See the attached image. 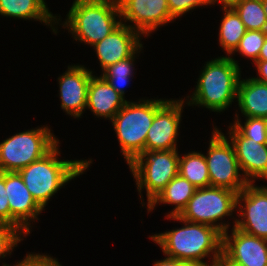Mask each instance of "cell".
<instances>
[{
  "label": "cell",
  "mask_w": 267,
  "mask_h": 266,
  "mask_svg": "<svg viewBox=\"0 0 267 266\" xmlns=\"http://www.w3.org/2000/svg\"><path fill=\"white\" fill-rule=\"evenodd\" d=\"M167 218L182 222L184 226L150 237L161 247L165 256L184 261L190 266H216L222 255V233L218 229L186 221L178 215ZM211 255L213 258L209 265L203 259Z\"/></svg>",
  "instance_id": "6da1fadb"
},
{
  "label": "cell",
  "mask_w": 267,
  "mask_h": 266,
  "mask_svg": "<svg viewBox=\"0 0 267 266\" xmlns=\"http://www.w3.org/2000/svg\"><path fill=\"white\" fill-rule=\"evenodd\" d=\"M59 143L43 158L18 171L36 202L43 208L70 180L82 175L92 160H61Z\"/></svg>",
  "instance_id": "7a4b0ae2"
},
{
  "label": "cell",
  "mask_w": 267,
  "mask_h": 266,
  "mask_svg": "<svg viewBox=\"0 0 267 266\" xmlns=\"http://www.w3.org/2000/svg\"><path fill=\"white\" fill-rule=\"evenodd\" d=\"M238 64L231 56H220L204 64L196 88L186 104L219 113L228 109L237 98L241 79Z\"/></svg>",
  "instance_id": "3957f363"
},
{
  "label": "cell",
  "mask_w": 267,
  "mask_h": 266,
  "mask_svg": "<svg viewBox=\"0 0 267 266\" xmlns=\"http://www.w3.org/2000/svg\"><path fill=\"white\" fill-rule=\"evenodd\" d=\"M119 18L117 0H74L62 25L76 41L93 46L121 24Z\"/></svg>",
  "instance_id": "277c9868"
},
{
  "label": "cell",
  "mask_w": 267,
  "mask_h": 266,
  "mask_svg": "<svg viewBox=\"0 0 267 266\" xmlns=\"http://www.w3.org/2000/svg\"><path fill=\"white\" fill-rule=\"evenodd\" d=\"M167 99H140L129 102L111 120L120 143L121 152L129 165L145 152V141L156 111Z\"/></svg>",
  "instance_id": "5b68a950"
},
{
  "label": "cell",
  "mask_w": 267,
  "mask_h": 266,
  "mask_svg": "<svg viewBox=\"0 0 267 266\" xmlns=\"http://www.w3.org/2000/svg\"><path fill=\"white\" fill-rule=\"evenodd\" d=\"M58 143L48 126L14 134L0 143V172H18L43 158Z\"/></svg>",
  "instance_id": "8992f818"
},
{
  "label": "cell",
  "mask_w": 267,
  "mask_h": 266,
  "mask_svg": "<svg viewBox=\"0 0 267 266\" xmlns=\"http://www.w3.org/2000/svg\"><path fill=\"white\" fill-rule=\"evenodd\" d=\"M237 195V192L221 187L196 188L178 216L189 222L213 226L223 234L228 231L229 223L216 222L222 221L225 216H232L237 208Z\"/></svg>",
  "instance_id": "52a82bcc"
},
{
  "label": "cell",
  "mask_w": 267,
  "mask_h": 266,
  "mask_svg": "<svg viewBox=\"0 0 267 266\" xmlns=\"http://www.w3.org/2000/svg\"><path fill=\"white\" fill-rule=\"evenodd\" d=\"M179 157L177 149L146 151L129 164L139 195L146 190L147 205L179 174Z\"/></svg>",
  "instance_id": "ba28073f"
},
{
  "label": "cell",
  "mask_w": 267,
  "mask_h": 266,
  "mask_svg": "<svg viewBox=\"0 0 267 266\" xmlns=\"http://www.w3.org/2000/svg\"><path fill=\"white\" fill-rule=\"evenodd\" d=\"M209 142L205 159L210 186L226 188L239 193L248 182L244 175L240 174L241 169L232 143L216 127H214Z\"/></svg>",
  "instance_id": "9c48e42d"
},
{
  "label": "cell",
  "mask_w": 267,
  "mask_h": 266,
  "mask_svg": "<svg viewBox=\"0 0 267 266\" xmlns=\"http://www.w3.org/2000/svg\"><path fill=\"white\" fill-rule=\"evenodd\" d=\"M237 209L239 218H242L235 219L233 226L267 240V186L248 183L237 195Z\"/></svg>",
  "instance_id": "30bf717a"
},
{
  "label": "cell",
  "mask_w": 267,
  "mask_h": 266,
  "mask_svg": "<svg viewBox=\"0 0 267 266\" xmlns=\"http://www.w3.org/2000/svg\"><path fill=\"white\" fill-rule=\"evenodd\" d=\"M121 23L127 21L134 25H127L141 36H149L158 27L172 22L167 0H117Z\"/></svg>",
  "instance_id": "8fae6325"
},
{
  "label": "cell",
  "mask_w": 267,
  "mask_h": 266,
  "mask_svg": "<svg viewBox=\"0 0 267 266\" xmlns=\"http://www.w3.org/2000/svg\"><path fill=\"white\" fill-rule=\"evenodd\" d=\"M184 102L183 99H169L156 111L147 133L145 152L178 149L177 137Z\"/></svg>",
  "instance_id": "7c38bea8"
},
{
  "label": "cell",
  "mask_w": 267,
  "mask_h": 266,
  "mask_svg": "<svg viewBox=\"0 0 267 266\" xmlns=\"http://www.w3.org/2000/svg\"><path fill=\"white\" fill-rule=\"evenodd\" d=\"M5 190L10 209V225L29 235L30 221L38 220L44 209L36 202L18 172H5Z\"/></svg>",
  "instance_id": "4fadbf2b"
},
{
  "label": "cell",
  "mask_w": 267,
  "mask_h": 266,
  "mask_svg": "<svg viewBox=\"0 0 267 266\" xmlns=\"http://www.w3.org/2000/svg\"><path fill=\"white\" fill-rule=\"evenodd\" d=\"M222 254L242 266H267V240L235 228L222 234Z\"/></svg>",
  "instance_id": "5bb4252c"
},
{
  "label": "cell",
  "mask_w": 267,
  "mask_h": 266,
  "mask_svg": "<svg viewBox=\"0 0 267 266\" xmlns=\"http://www.w3.org/2000/svg\"><path fill=\"white\" fill-rule=\"evenodd\" d=\"M92 71L83 65L68 66L67 71L58 77L61 108L68 115L79 118L87 105L88 85Z\"/></svg>",
  "instance_id": "9a60e30c"
},
{
  "label": "cell",
  "mask_w": 267,
  "mask_h": 266,
  "mask_svg": "<svg viewBox=\"0 0 267 266\" xmlns=\"http://www.w3.org/2000/svg\"><path fill=\"white\" fill-rule=\"evenodd\" d=\"M229 137L240 166L248 183H255L254 179L267 180V144L243 137L231 124Z\"/></svg>",
  "instance_id": "2e32d148"
},
{
  "label": "cell",
  "mask_w": 267,
  "mask_h": 266,
  "mask_svg": "<svg viewBox=\"0 0 267 266\" xmlns=\"http://www.w3.org/2000/svg\"><path fill=\"white\" fill-rule=\"evenodd\" d=\"M140 34L121 23L103 40L95 43L92 47L100 62L102 71L109 65L130 57L141 45Z\"/></svg>",
  "instance_id": "e0dca14e"
},
{
  "label": "cell",
  "mask_w": 267,
  "mask_h": 266,
  "mask_svg": "<svg viewBox=\"0 0 267 266\" xmlns=\"http://www.w3.org/2000/svg\"><path fill=\"white\" fill-rule=\"evenodd\" d=\"M126 102L125 97L121 96L102 76H91L86 109H90L97 117L112 120Z\"/></svg>",
  "instance_id": "ac0fdd59"
},
{
  "label": "cell",
  "mask_w": 267,
  "mask_h": 266,
  "mask_svg": "<svg viewBox=\"0 0 267 266\" xmlns=\"http://www.w3.org/2000/svg\"><path fill=\"white\" fill-rule=\"evenodd\" d=\"M0 15L25 20L36 19L50 25L55 34L57 30L52 25L59 24L60 20L48 10L45 0H0Z\"/></svg>",
  "instance_id": "d6986e66"
},
{
  "label": "cell",
  "mask_w": 267,
  "mask_h": 266,
  "mask_svg": "<svg viewBox=\"0 0 267 266\" xmlns=\"http://www.w3.org/2000/svg\"><path fill=\"white\" fill-rule=\"evenodd\" d=\"M237 102L245 117L267 118V84L253 78L240 79Z\"/></svg>",
  "instance_id": "ffe728a7"
},
{
  "label": "cell",
  "mask_w": 267,
  "mask_h": 266,
  "mask_svg": "<svg viewBox=\"0 0 267 266\" xmlns=\"http://www.w3.org/2000/svg\"><path fill=\"white\" fill-rule=\"evenodd\" d=\"M196 187L186 178L177 174L166 187L148 204V212L154 210L156 204H173L175 208L167 216L179 215L193 196Z\"/></svg>",
  "instance_id": "44dd1931"
},
{
  "label": "cell",
  "mask_w": 267,
  "mask_h": 266,
  "mask_svg": "<svg viewBox=\"0 0 267 266\" xmlns=\"http://www.w3.org/2000/svg\"><path fill=\"white\" fill-rule=\"evenodd\" d=\"M222 9L225 13L219 28V44L230 56L247 30L232 7H222Z\"/></svg>",
  "instance_id": "7402d4cb"
},
{
  "label": "cell",
  "mask_w": 267,
  "mask_h": 266,
  "mask_svg": "<svg viewBox=\"0 0 267 266\" xmlns=\"http://www.w3.org/2000/svg\"><path fill=\"white\" fill-rule=\"evenodd\" d=\"M179 174L196 188L210 186L209 171L205 155L201 152H189L179 157Z\"/></svg>",
  "instance_id": "603a6c76"
},
{
  "label": "cell",
  "mask_w": 267,
  "mask_h": 266,
  "mask_svg": "<svg viewBox=\"0 0 267 266\" xmlns=\"http://www.w3.org/2000/svg\"><path fill=\"white\" fill-rule=\"evenodd\" d=\"M246 30L267 31V17L261 0H240L231 6Z\"/></svg>",
  "instance_id": "cb8c5ba5"
},
{
  "label": "cell",
  "mask_w": 267,
  "mask_h": 266,
  "mask_svg": "<svg viewBox=\"0 0 267 266\" xmlns=\"http://www.w3.org/2000/svg\"><path fill=\"white\" fill-rule=\"evenodd\" d=\"M142 48L141 45L130 57L109 65L102 71V77L123 97L125 94L124 87L133 77L135 54L139 53Z\"/></svg>",
  "instance_id": "d4e9b609"
},
{
  "label": "cell",
  "mask_w": 267,
  "mask_h": 266,
  "mask_svg": "<svg viewBox=\"0 0 267 266\" xmlns=\"http://www.w3.org/2000/svg\"><path fill=\"white\" fill-rule=\"evenodd\" d=\"M235 115L236 121L232 125L243 137L250 138L259 144H267V118L245 117L246 122L241 124V120Z\"/></svg>",
  "instance_id": "484cf974"
},
{
  "label": "cell",
  "mask_w": 267,
  "mask_h": 266,
  "mask_svg": "<svg viewBox=\"0 0 267 266\" xmlns=\"http://www.w3.org/2000/svg\"><path fill=\"white\" fill-rule=\"evenodd\" d=\"M266 37L267 31L247 30L233 53L238 52L242 56L250 58L255 62L258 59Z\"/></svg>",
  "instance_id": "4316f807"
},
{
  "label": "cell",
  "mask_w": 267,
  "mask_h": 266,
  "mask_svg": "<svg viewBox=\"0 0 267 266\" xmlns=\"http://www.w3.org/2000/svg\"><path fill=\"white\" fill-rule=\"evenodd\" d=\"M25 238V235L18 229L11 225L0 224V258H5L11 255L14 247ZM6 255V256H5Z\"/></svg>",
  "instance_id": "83f0119b"
},
{
  "label": "cell",
  "mask_w": 267,
  "mask_h": 266,
  "mask_svg": "<svg viewBox=\"0 0 267 266\" xmlns=\"http://www.w3.org/2000/svg\"><path fill=\"white\" fill-rule=\"evenodd\" d=\"M171 16L176 19L197 7L211 5L210 0H167Z\"/></svg>",
  "instance_id": "f1b7e54d"
},
{
  "label": "cell",
  "mask_w": 267,
  "mask_h": 266,
  "mask_svg": "<svg viewBox=\"0 0 267 266\" xmlns=\"http://www.w3.org/2000/svg\"><path fill=\"white\" fill-rule=\"evenodd\" d=\"M5 190V172H0V224L10 225V209Z\"/></svg>",
  "instance_id": "f546056e"
},
{
  "label": "cell",
  "mask_w": 267,
  "mask_h": 266,
  "mask_svg": "<svg viewBox=\"0 0 267 266\" xmlns=\"http://www.w3.org/2000/svg\"><path fill=\"white\" fill-rule=\"evenodd\" d=\"M49 257H50L49 255L29 253L25 256V258L22 261L17 262L14 266H41ZM3 266H11V265L3 263Z\"/></svg>",
  "instance_id": "4dcf8cb0"
},
{
  "label": "cell",
  "mask_w": 267,
  "mask_h": 266,
  "mask_svg": "<svg viewBox=\"0 0 267 266\" xmlns=\"http://www.w3.org/2000/svg\"><path fill=\"white\" fill-rule=\"evenodd\" d=\"M257 68V77H252L254 80L267 84V61L256 60L254 62Z\"/></svg>",
  "instance_id": "1f68e13d"
},
{
  "label": "cell",
  "mask_w": 267,
  "mask_h": 266,
  "mask_svg": "<svg viewBox=\"0 0 267 266\" xmlns=\"http://www.w3.org/2000/svg\"><path fill=\"white\" fill-rule=\"evenodd\" d=\"M153 265L154 266H190L189 264H187L184 261L170 258L167 256L163 260H160V261L158 260V261L154 262Z\"/></svg>",
  "instance_id": "d6a6232c"
},
{
  "label": "cell",
  "mask_w": 267,
  "mask_h": 266,
  "mask_svg": "<svg viewBox=\"0 0 267 266\" xmlns=\"http://www.w3.org/2000/svg\"><path fill=\"white\" fill-rule=\"evenodd\" d=\"M216 266H242L237 263L229 261L223 254L218 259Z\"/></svg>",
  "instance_id": "836d02e7"
},
{
  "label": "cell",
  "mask_w": 267,
  "mask_h": 266,
  "mask_svg": "<svg viewBox=\"0 0 267 266\" xmlns=\"http://www.w3.org/2000/svg\"><path fill=\"white\" fill-rule=\"evenodd\" d=\"M257 60H264L267 61V37L266 40L261 48L260 54Z\"/></svg>",
  "instance_id": "e575fe53"
},
{
  "label": "cell",
  "mask_w": 267,
  "mask_h": 266,
  "mask_svg": "<svg viewBox=\"0 0 267 266\" xmlns=\"http://www.w3.org/2000/svg\"><path fill=\"white\" fill-rule=\"evenodd\" d=\"M212 5L216 2H219L223 5V7H231L234 3L240 1V0H210Z\"/></svg>",
  "instance_id": "d590c367"
},
{
  "label": "cell",
  "mask_w": 267,
  "mask_h": 266,
  "mask_svg": "<svg viewBox=\"0 0 267 266\" xmlns=\"http://www.w3.org/2000/svg\"><path fill=\"white\" fill-rule=\"evenodd\" d=\"M41 266H62L56 258L49 257Z\"/></svg>",
  "instance_id": "8d00e7d4"
},
{
  "label": "cell",
  "mask_w": 267,
  "mask_h": 266,
  "mask_svg": "<svg viewBox=\"0 0 267 266\" xmlns=\"http://www.w3.org/2000/svg\"><path fill=\"white\" fill-rule=\"evenodd\" d=\"M266 17H267V0H261Z\"/></svg>",
  "instance_id": "74e56055"
}]
</instances>
